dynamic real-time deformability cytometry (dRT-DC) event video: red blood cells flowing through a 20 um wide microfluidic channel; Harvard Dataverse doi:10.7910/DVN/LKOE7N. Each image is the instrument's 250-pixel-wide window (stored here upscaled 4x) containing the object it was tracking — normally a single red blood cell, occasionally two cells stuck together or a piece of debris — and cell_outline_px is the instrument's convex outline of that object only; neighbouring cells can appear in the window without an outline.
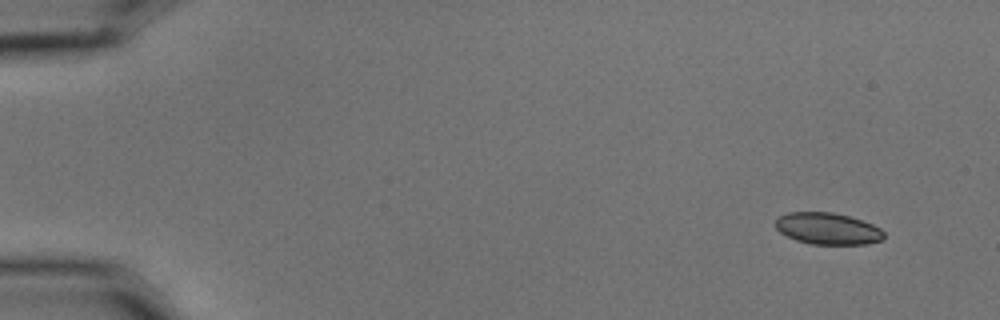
{"species": "common noctule bat (a hibernating species)", "species_latin": "Nyctalus noctula", "temperature_condition": "cold", "stored_images_in_passage": 9, "camera_frame_rate_fps": 3000, "um_per_image_px": 0.085, "animal": {"sex": "male", "body_mass_g": 15.6}, "frame": {"image": 1, "passage_image": 1, "time_ms": 0.0, "image_size_px": [1000, 320], "cell_outline_px": [[884, 236], [880, 240], [868, 244], [812, 244], [796, 240], [780, 232], [776, 228], [776, 216], [788, 212], [832, 212], [848, 216], [872, 224], [880, 228], [884, 232]], "centroid_in_image_um": [70.33, 19.42], "position_along_channel_um": 14.7, "area_um2": 19.94}}
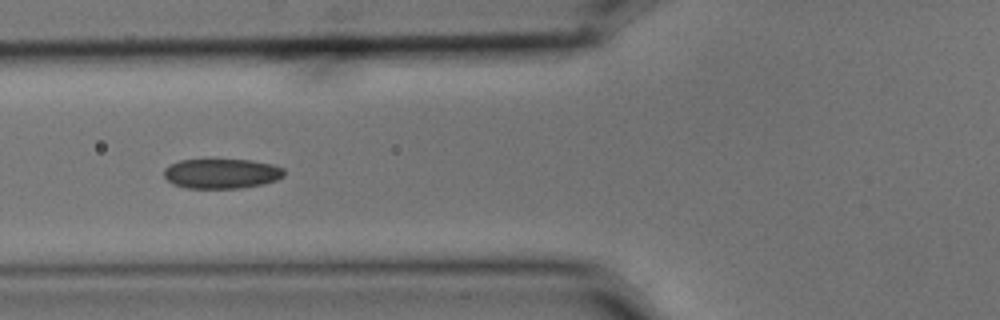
{"frame": {"image": 2, "passage_image": 6, "time_ms": 1.667, "image_size_px": [1000, 320], "cell_outline_px": [[284, 176], [276, 180], [264, 184], [240, 188], [184, 188], [172, 184], [164, 176], [164, 168], [180, 160], [252, 160], [272, 164], [284, 168]], "centroid_in_image_um": [18.84, 14.76], "position_along_channel_um": 107.0, "area_um2": 20.92}}
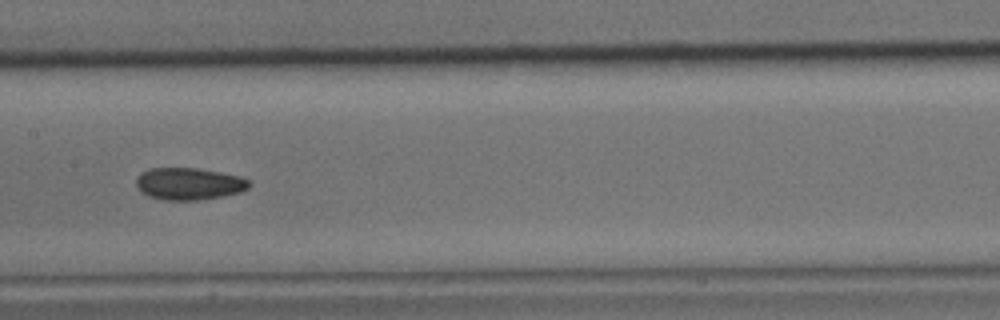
{"frame": {"image": 3, "passage_image": 8, "time_ms": 2.333, "image_size_px": [1000, 320], "cell_outline_px": [[252, 184], [248, 188], [240, 192], [220, 196], [196, 200], [164, 200], [148, 196], [136, 184], [136, 176], [140, 172], [152, 168], [196, 168], [220, 172], [240, 176], [252, 180]], "centroid_in_image_um": [16.09, 15.61], "position_along_channel_um": 191.3, "area_um2": 21.1}}